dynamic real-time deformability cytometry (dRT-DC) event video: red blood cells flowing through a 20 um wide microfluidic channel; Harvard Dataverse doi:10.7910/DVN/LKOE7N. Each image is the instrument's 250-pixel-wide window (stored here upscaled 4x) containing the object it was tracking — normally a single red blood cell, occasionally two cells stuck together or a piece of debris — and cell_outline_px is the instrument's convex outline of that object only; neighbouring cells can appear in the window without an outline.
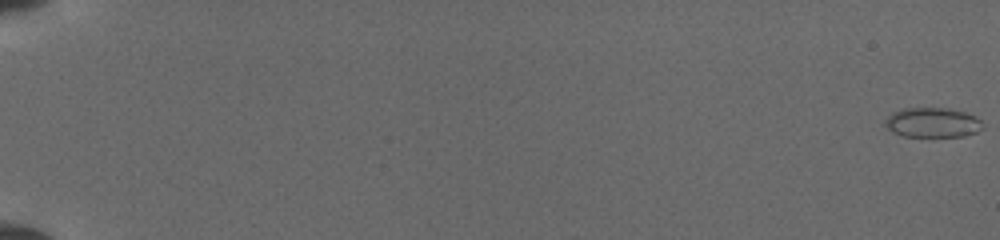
{"species": "common noctule bat (a hibernating species)", "species_latin": "Nyctalus noctula", "temperature_condition": "cold", "stored_images_in_passage": 18, "camera_frame_rate_fps": 3000, "um_per_image_px": 0.085, "animal": {"sex": "female", "body_mass_g": 19.5, "forearm_length_mm": 54.1}, "frame": {"image": 1, "passage_image": 1, "time_ms": 0.0, "image_size_px": [1000, 240], "cell_outline_px": [[984, 128], [976, 132], [964, 136], [904, 136], [892, 132], [884, 124], [884, 120], [892, 112], [904, 108], [948, 108], [964, 112], [976, 116], [984, 124]], "centroid_in_image_um": [79.27, 10.41], "position_along_channel_um": 5.7, "area_um2": 16.99}}